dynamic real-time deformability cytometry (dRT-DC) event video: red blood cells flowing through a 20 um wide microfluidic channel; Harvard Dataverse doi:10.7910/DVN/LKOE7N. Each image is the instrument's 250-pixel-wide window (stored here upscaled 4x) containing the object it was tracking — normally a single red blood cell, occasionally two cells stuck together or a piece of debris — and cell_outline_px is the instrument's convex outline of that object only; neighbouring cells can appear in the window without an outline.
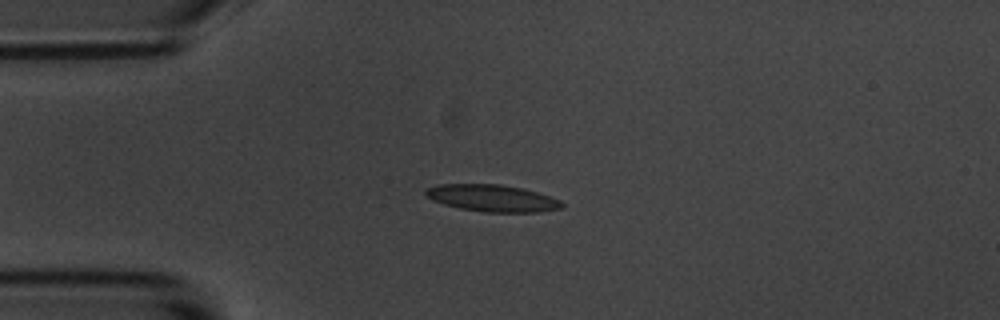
{"species": "common noctule bat (a hibernating species)", "species_latin": "Nyctalus noctula", "temperature_condition": "room temperature", "stored_images_in_passage": 12, "camera_frame_rate_fps": 3000, "um_per_image_px": 0.085, "animal": {"sex": "male", "body_mass_g": 20.1, "forearm_length_mm": 53.5}, "frame": {"image": 1, "passage_image": 1, "time_ms": 0.0, "image_size_px": [1000, 320], "cell_outline_px": [[564, 208], [536, 212], [484, 212], [460, 208], [444, 204], [432, 200], [424, 192], [424, 188], [436, 184], [500, 184], [524, 188], [560, 200], [564, 204]], "centroid_in_image_um": [41.83, 16.83], "position_along_channel_um": 43.2, "area_um2": 21.44}}
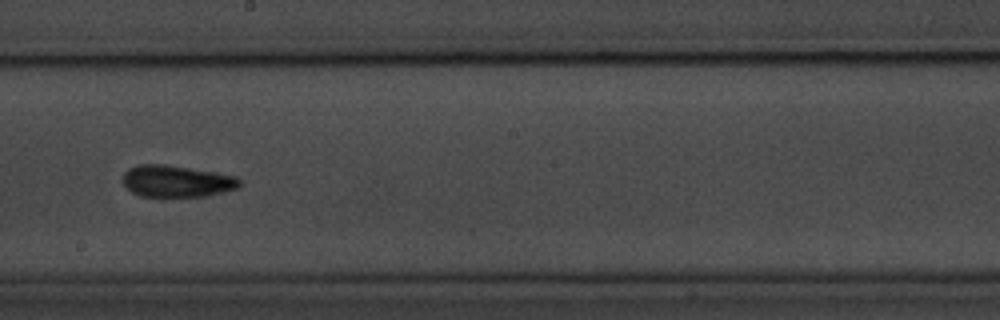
{"frame": {"image": 2, "passage_image": 6, "time_ms": 6.0, "image_size_px": [1000, 320], "cell_outline_px": [[244, 180], [240, 188], [200, 196], [160, 200], [140, 196], [132, 192], [124, 184], [124, 172], [128, 168], [136, 164], [164, 164], [236, 176]], "centroid_in_image_um": [15.0, 15.44], "position_along_channel_um": 233.2, "area_um2": 22.31}}
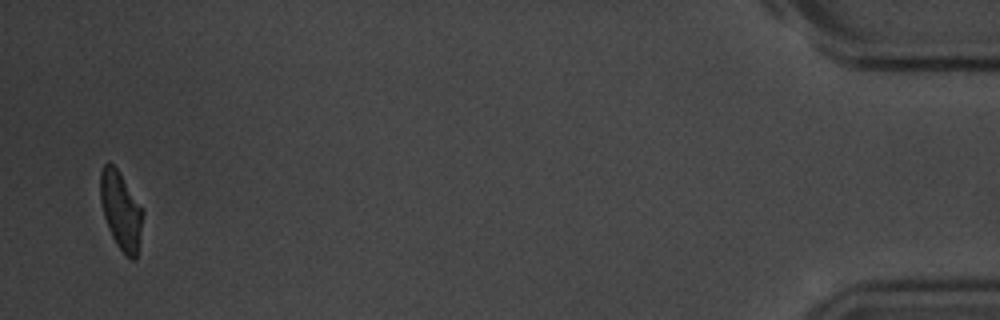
{"frame": {"image": 3, "passage_image": 12, "time_ms": 14.0, "image_size_px": [1000, 320], "cell_outline_px": [[144, 212], [136, 260], [132, 260], [116, 244], [112, 236], [104, 216], [100, 200], [100, 172], [104, 164], [108, 160], [116, 168], [144, 208]], "centroid_in_image_um": [10.28, 17.87], "position_along_channel_um": 424.9, "area_um2": 19.25}, "authors_computed_cell_mechanics": {"area_um2": 20.7213, "velocity_mm_per_s": 3.4719, "shape_relaxation_time_tau1_ms": 3.128, "shape_relaxation_time_tau2_ms": 0.8959, "deformation_change_tau1": 0.1008, "deformation_change_tau2": 0.0525}}